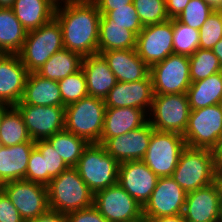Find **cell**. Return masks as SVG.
Instances as JSON below:
<instances>
[{"label": "cell", "mask_w": 222, "mask_h": 222, "mask_svg": "<svg viewBox=\"0 0 222 222\" xmlns=\"http://www.w3.org/2000/svg\"><path fill=\"white\" fill-rule=\"evenodd\" d=\"M2 191V184L0 183V192Z\"/></svg>", "instance_id": "57"}, {"label": "cell", "mask_w": 222, "mask_h": 222, "mask_svg": "<svg viewBox=\"0 0 222 222\" xmlns=\"http://www.w3.org/2000/svg\"><path fill=\"white\" fill-rule=\"evenodd\" d=\"M0 222H25L3 191L0 192Z\"/></svg>", "instance_id": "42"}, {"label": "cell", "mask_w": 222, "mask_h": 222, "mask_svg": "<svg viewBox=\"0 0 222 222\" xmlns=\"http://www.w3.org/2000/svg\"><path fill=\"white\" fill-rule=\"evenodd\" d=\"M190 0H165L166 13L169 19H176L187 6Z\"/></svg>", "instance_id": "45"}, {"label": "cell", "mask_w": 222, "mask_h": 222, "mask_svg": "<svg viewBox=\"0 0 222 222\" xmlns=\"http://www.w3.org/2000/svg\"><path fill=\"white\" fill-rule=\"evenodd\" d=\"M191 110L222 102V71L203 80L192 82L187 92Z\"/></svg>", "instance_id": "28"}, {"label": "cell", "mask_w": 222, "mask_h": 222, "mask_svg": "<svg viewBox=\"0 0 222 222\" xmlns=\"http://www.w3.org/2000/svg\"><path fill=\"white\" fill-rule=\"evenodd\" d=\"M35 147L45 158L46 172L52 179L69 168L47 140L35 141Z\"/></svg>", "instance_id": "39"}, {"label": "cell", "mask_w": 222, "mask_h": 222, "mask_svg": "<svg viewBox=\"0 0 222 222\" xmlns=\"http://www.w3.org/2000/svg\"><path fill=\"white\" fill-rule=\"evenodd\" d=\"M35 141L0 147V183L25 179L28 160Z\"/></svg>", "instance_id": "24"}, {"label": "cell", "mask_w": 222, "mask_h": 222, "mask_svg": "<svg viewBox=\"0 0 222 222\" xmlns=\"http://www.w3.org/2000/svg\"><path fill=\"white\" fill-rule=\"evenodd\" d=\"M21 101L35 106H63L58 81L29 73Z\"/></svg>", "instance_id": "26"}, {"label": "cell", "mask_w": 222, "mask_h": 222, "mask_svg": "<svg viewBox=\"0 0 222 222\" xmlns=\"http://www.w3.org/2000/svg\"><path fill=\"white\" fill-rule=\"evenodd\" d=\"M127 222H148V220L146 219L145 216L142 215L141 217H139V218H137L135 220L127 221Z\"/></svg>", "instance_id": "54"}, {"label": "cell", "mask_w": 222, "mask_h": 222, "mask_svg": "<svg viewBox=\"0 0 222 222\" xmlns=\"http://www.w3.org/2000/svg\"><path fill=\"white\" fill-rule=\"evenodd\" d=\"M21 113L11 106L3 115L0 125V142L2 146H14L30 141Z\"/></svg>", "instance_id": "32"}, {"label": "cell", "mask_w": 222, "mask_h": 222, "mask_svg": "<svg viewBox=\"0 0 222 222\" xmlns=\"http://www.w3.org/2000/svg\"><path fill=\"white\" fill-rule=\"evenodd\" d=\"M221 205L220 188L214 182L186 194L182 215L186 222H218Z\"/></svg>", "instance_id": "19"}, {"label": "cell", "mask_w": 222, "mask_h": 222, "mask_svg": "<svg viewBox=\"0 0 222 222\" xmlns=\"http://www.w3.org/2000/svg\"><path fill=\"white\" fill-rule=\"evenodd\" d=\"M159 177L142 161H125L119 165L118 184L143 208L149 201Z\"/></svg>", "instance_id": "16"}, {"label": "cell", "mask_w": 222, "mask_h": 222, "mask_svg": "<svg viewBox=\"0 0 222 222\" xmlns=\"http://www.w3.org/2000/svg\"><path fill=\"white\" fill-rule=\"evenodd\" d=\"M54 18L61 26L64 48L82 57L98 54L101 14L91 0H60Z\"/></svg>", "instance_id": "1"}, {"label": "cell", "mask_w": 222, "mask_h": 222, "mask_svg": "<svg viewBox=\"0 0 222 222\" xmlns=\"http://www.w3.org/2000/svg\"><path fill=\"white\" fill-rule=\"evenodd\" d=\"M99 10L100 14H107L109 11L116 10L120 7H127L133 3V0H91Z\"/></svg>", "instance_id": "44"}, {"label": "cell", "mask_w": 222, "mask_h": 222, "mask_svg": "<svg viewBox=\"0 0 222 222\" xmlns=\"http://www.w3.org/2000/svg\"><path fill=\"white\" fill-rule=\"evenodd\" d=\"M26 35L27 31L16 18L12 8L0 7V52L18 54Z\"/></svg>", "instance_id": "29"}, {"label": "cell", "mask_w": 222, "mask_h": 222, "mask_svg": "<svg viewBox=\"0 0 222 222\" xmlns=\"http://www.w3.org/2000/svg\"><path fill=\"white\" fill-rule=\"evenodd\" d=\"M2 191L17 208L24 221L37 218L49 209L48 188L25 179L2 184Z\"/></svg>", "instance_id": "11"}, {"label": "cell", "mask_w": 222, "mask_h": 222, "mask_svg": "<svg viewBox=\"0 0 222 222\" xmlns=\"http://www.w3.org/2000/svg\"><path fill=\"white\" fill-rule=\"evenodd\" d=\"M153 97L152 78L149 74L145 79L134 82L117 81L104 98V103L106 108L135 107L149 114Z\"/></svg>", "instance_id": "18"}, {"label": "cell", "mask_w": 222, "mask_h": 222, "mask_svg": "<svg viewBox=\"0 0 222 222\" xmlns=\"http://www.w3.org/2000/svg\"><path fill=\"white\" fill-rule=\"evenodd\" d=\"M136 51L149 67L173 54L172 19L143 26L137 35Z\"/></svg>", "instance_id": "14"}, {"label": "cell", "mask_w": 222, "mask_h": 222, "mask_svg": "<svg viewBox=\"0 0 222 222\" xmlns=\"http://www.w3.org/2000/svg\"><path fill=\"white\" fill-rule=\"evenodd\" d=\"M218 222H222V205H221V209L219 212Z\"/></svg>", "instance_id": "55"}, {"label": "cell", "mask_w": 222, "mask_h": 222, "mask_svg": "<svg viewBox=\"0 0 222 222\" xmlns=\"http://www.w3.org/2000/svg\"><path fill=\"white\" fill-rule=\"evenodd\" d=\"M93 206L108 222H127L143 215V208L118 183L94 193Z\"/></svg>", "instance_id": "13"}, {"label": "cell", "mask_w": 222, "mask_h": 222, "mask_svg": "<svg viewBox=\"0 0 222 222\" xmlns=\"http://www.w3.org/2000/svg\"><path fill=\"white\" fill-rule=\"evenodd\" d=\"M217 11L220 13L221 18H222V8H221V9H219V10H217Z\"/></svg>", "instance_id": "56"}, {"label": "cell", "mask_w": 222, "mask_h": 222, "mask_svg": "<svg viewBox=\"0 0 222 222\" xmlns=\"http://www.w3.org/2000/svg\"><path fill=\"white\" fill-rule=\"evenodd\" d=\"M10 105L0 103V125L3 118L4 113L10 108Z\"/></svg>", "instance_id": "52"}, {"label": "cell", "mask_w": 222, "mask_h": 222, "mask_svg": "<svg viewBox=\"0 0 222 222\" xmlns=\"http://www.w3.org/2000/svg\"><path fill=\"white\" fill-rule=\"evenodd\" d=\"M82 59L80 54L63 48L54 53L36 73L44 78L59 81L80 70Z\"/></svg>", "instance_id": "30"}, {"label": "cell", "mask_w": 222, "mask_h": 222, "mask_svg": "<svg viewBox=\"0 0 222 222\" xmlns=\"http://www.w3.org/2000/svg\"><path fill=\"white\" fill-rule=\"evenodd\" d=\"M215 167L217 170L222 169V136L217 145L212 149Z\"/></svg>", "instance_id": "47"}, {"label": "cell", "mask_w": 222, "mask_h": 222, "mask_svg": "<svg viewBox=\"0 0 222 222\" xmlns=\"http://www.w3.org/2000/svg\"><path fill=\"white\" fill-rule=\"evenodd\" d=\"M49 209L68 214L93 206L94 193L75 167H69L47 185Z\"/></svg>", "instance_id": "2"}, {"label": "cell", "mask_w": 222, "mask_h": 222, "mask_svg": "<svg viewBox=\"0 0 222 222\" xmlns=\"http://www.w3.org/2000/svg\"><path fill=\"white\" fill-rule=\"evenodd\" d=\"M25 222H67V214L48 209L37 218Z\"/></svg>", "instance_id": "46"}, {"label": "cell", "mask_w": 222, "mask_h": 222, "mask_svg": "<svg viewBox=\"0 0 222 222\" xmlns=\"http://www.w3.org/2000/svg\"><path fill=\"white\" fill-rule=\"evenodd\" d=\"M99 54L107 61L117 81L134 82L150 74V67L138 56L136 49L109 50Z\"/></svg>", "instance_id": "21"}, {"label": "cell", "mask_w": 222, "mask_h": 222, "mask_svg": "<svg viewBox=\"0 0 222 222\" xmlns=\"http://www.w3.org/2000/svg\"><path fill=\"white\" fill-rule=\"evenodd\" d=\"M138 18L143 26L169 20L165 0H133Z\"/></svg>", "instance_id": "36"}, {"label": "cell", "mask_w": 222, "mask_h": 222, "mask_svg": "<svg viewBox=\"0 0 222 222\" xmlns=\"http://www.w3.org/2000/svg\"><path fill=\"white\" fill-rule=\"evenodd\" d=\"M148 222H186L182 214L175 216H161L157 218H146Z\"/></svg>", "instance_id": "48"}, {"label": "cell", "mask_w": 222, "mask_h": 222, "mask_svg": "<svg viewBox=\"0 0 222 222\" xmlns=\"http://www.w3.org/2000/svg\"><path fill=\"white\" fill-rule=\"evenodd\" d=\"M213 10L222 8V0H204Z\"/></svg>", "instance_id": "50"}, {"label": "cell", "mask_w": 222, "mask_h": 222, "mask_svg": "<svg viewBox=\"0 0 222 222\" xmlns=\"http://www.w3.org/2000/svg\"><path fill=\"white\" fill-rule=\"evenodd\" d=\"M154 130L147 121L139 128L113 138H108L102 146L119 163L143 160Z\"/></svg>", "instance_id": "17"}, {"label": "cell", "mask_w": 222, "mask_h": 222, "mask_svg": "<svg viewBox=\"0 0 222 222\" xmlns=\"http://www.w3.org/2000/svg\"><path fill=\"white\" fill-rule=\"evenodd\" d=\"M57 0H15L11 7L16 18L29 32L54 18Z\"/></svg>", "instance_id": "25"}, {"label": "cell", "mask_w": 222, "mask_h": 222, "mask_svg": "<svg viewBox=\"0 0 222 222\" xmlns=\"http://www.w3.org/2000/svg\"><path fill=\"white\" fill-rule=\"evenodd\" d=\"M119 165L101 144L90 143L75 168L89 189L96 193L118 183Z\"/></svg>", "instance_id": "6"}, {"label": "cell", "mask_w": 222, "mask_h": 222, "mask_svg": "<svg viewBox=\"0 0 222 222\" xmlns=\"http://www.w3.org/2000/svg\"><path fill=\"white\" fill-rule=\"evenodd\" d=\"M106 15L117 25L132 31L136 36L143 29L133 3L128 4L127 7H120L109 11Z\"/></svg>", "instance_id": "40"}, {"label": "cell", "mask_w": 222, "mask_h": 222, "mask_svg": "<svg viewBox=\"0 0 222 222\" xmlns=\"http://www.w3.org/2000/svg\"><path fill=\"white\" fill-rule=\"evenodd\" d=\"M15 0H0V7L11 8Z\"/></svg>", "instance_id": "53"}, {"label": "cell", "mask_w": 222, "mask_h": 222, "mask_svg": "<svg viewBox=\"0 0 222 222\" xmlns=\"http://www.w3.org/2000/svg\"><path fill=\"white\" fill-rule=\"evenodd\" d=\"M216 171L211 149L186 146L171 177L189 193L216 182Z\"/></svg>", "instance_id": "3"}, {"label": "cell", "mask_w": 222, "mask_h": 222, "mask_svg": "<svg viewBox=\"0 0 222 222\" xmlns=\"http://www.w3.org/2000/svg\"><path fill=\"white\" fill-rule=\"evenodd\" d=\"M222 136V107L220 104L191 110L183 134L186 146L213 149Z\"/></svg>", "instance_id": "9"}, {"label": "cell", "mask_w": 222, "mask_h": 222, "mask_svg": "<svg viewBox=\"0 0 222 222\" xmlns=\"http://www.w3.org/2000/svg\"><path fill=\"white\" fill-rule=\"evenodd\" d=\"M216 182L219 185L222 198V169L216 171Z\"/></svg>", "instance_id": "51"}, {"label": "cell", "mask_w": 222, "mask_h": 222, "mask_svg": "<svg viewBox=\"0 0 222 222\" xmlns=\"http://www.w3.org/2000/svg\"><path fill=\"white\" fill-rule=\"evenodd\" d=\"M81 68L86 77L88 95L104 99L117 79L101 54L83 57Z\"/></svg>", "instance_id": "23"}, {"label": "cell", "mask_w": 222, "mask_h": 222, "mask_svg": "<svg viewBox=\"0 0 222 222\" xmlns=\"http://www.w3.org/2000/svg\"><path fill=\"white\" fill-rule=\"evenodd\" d=\"M173 54L191 56L199 49V30L172 19Z\"/></svg>", "instance_id": "34"}, {"label": "cell", "mask_w": 222, "mask_h": 222, "mask_svg": "<svg viewBox=\"0 0 222 222\" xmlns=\"http://www.w3.org/2000/svg\"><path fill=\"white\" fill-rule=\"evenodd\" d=\"M137 36L130 30L117 25L106 14L99 22L98 53L109 50L136 49Z\"/></svg>", "instance_id": "27"}, {"label": "cell", "mask_w": 222, "mask_h": 222, "mask_svg": "<svg viewBox=\"0 0 222 222\" xmlns=\"http://www.w3.org/2000/svg\"><path fill=\"white\" fill-rule=\"evenodd\" d=\"M186 194L171 176L159 177L149 201L143 207V216L157 218L182 214Z\"/></svg>", "instance_id": "15"}, {"label": "cell", "mask_w": 222, "mask_h": 222, "mask_svg": "<svg viewBox=\"0 0 222 222\" xmlns=\"http://www.w3.org/2000/svg\"><path fill=\"white\" fill-rule=\"evenodd\" d=\"M105 109L104 99L90 95L65 106V130L89 143H99Z\"/></svg>", "instance_id": "4"}, {"label": "cell", "mask_w": 222, "mask_h": 222, "mask_svg": "<svg viewBox=\"0 0 222 222\" xmlns=\"http://www.w3.org/2000/svg\"><path fill=\"white\" fill-rule=\"evenodd\" d=\"M46 140L52 145L68 167H76L84 150L90 144L84 138L76 136L65 129L55 133Z\"/></svg>", "instance_id": "31"}, {"label": "cell", "mask_w": 222, "mask_h": 222, "mask_svg": "<svg viewBox=\"0 0 222 222\" xmlns=\"http://www.w3.org/2000/svg\"><path fill=\"white\" fill-rule=\"evenodd\" d=\"M185 147L183 135L154 130L142 161L158 177H168L174 172Z\"/></svg>", "instance_id": "8"}, {"label": "cell", "mask_w": 222, "mask_h": 222, "mask_svg": "<svg viewBox=\"0 0 222 222\" xmlns=\"http://www.w3.org/2000/svg\"><path fill=\"white\" fill-rule=\"evenodd\" d=\"M154 94L186 93L192 81L186 55L171 54L150 67Z\"/></svg>", "instance_id": "10"}, {"label": "cell", "mask_w": 222, "mask_h": 222, "mask_svg": "<svg viewBox=\"0 0 222 222\" xmlns=\"http://www.w3.org/2000/svg\"><path fill=\"white\" fill-rule=\"evenodd\" d=\"M29 72L18 54L0 55V103L16 106L22 99Z\"/></svg>", "instance_id": "20"}, {"label": "cell", "mask_w": 222, "mask_h": 222, "mask_svg": "<svg viewBox=\"0 0 222 222\" xmlns=\"http://www.w3.org/2000/svg\"><path fill=\"white\" fill-rule=\"evenodd\" d=\"M213 11L204 0H190L177 19L191 28L200 30Z\"/></svg>", "instance_id": "37"}, {"label": "cell", "mask_w": 222, "mask_h": 222, "mask_svg": "<svg viewBox=\"0 0 222 222\" xmlns=\"http://www.w3.org/2000/svg\"><path fill=\"white\" fill-rule=\"evenodd\" d=\"M58 85L64 107L88 96L86 77L82 68L59 80Z\"/></svg>", "instance_id": "35"}, {"label": "cell", "mask_w": 222, "mask_h": 222, "mask_svg": "<svg viewBox=\"0 0 222 222\" xmlns=\"http://www.w3.org/2000/svg\"><path fill=\"white\" fill-rule=\"evenodd\" d=\"M14 107L21 113L33 141L46 140L65 129L64 106H35L20 101Z\"/></svg>", "instance_id": "12"}, {"label": "cell", "mask_w": 222, "mask_h": 222, "mask_svg": "<svg viewBox=\"0 0 222 222\" xmlns=\"http://www.w3.org/2000/svg\"><path fill=\"white\" fill-rule=\"evenodd\" d=\"M148 121V114L139 108H106L104 127L98 144H103L108 138L125 134L143 126Z\"/></svg>", "instance_id": "22"}, {"label": "cell", "mask_w": 222, "mask_h": 222, "mask_svg": "<svg viewBox=\"0 0 222 222\" xmlns=\"http://www.w3.org/2000/svg\"><path fill=\"white\" fill-rule=\"evenodd\" d=\"M62 29L53 18L36 30L27 32L23 47L18 53L29 73L37 72L57 51L63 49Z\"/></svg>", "instance_id": "5"}, {"label": "cell", "mask_w": 222, "mask_h": 222, "mask_svg": "<svg viewBox=\"0 0 222 222\" xmlns=\"http://www.w3.org/2000/svg\"><path fill=\"white\" fill-rule=\"evenodd\" d=\"M222 65V39L211 49Z\"/></svg>", "instance_id": "49"}, {"label": "cell", "mask_w": 222, "mask_h": 222, "mask_svg": "<svg viewBox=\"0 0 222 222\" xmlns=\"http://www.w3.org/2000/svg\"><path fill=\"white\" fill-rule=\"evenodd\" d=\"M199 48L211 50L222 39V18L214 10L199 30Z\"/></svg>", "instance_id": "38"}, {"label": "cell", "mask_w": 222, "mask_h": 222, "mask_svg": "<svg viewBox=\"0 0 222 222\" xmlns=\"http://www.w3.org/2000/svg\"><path fill=\"white\" fill-rule=\"evenodd\" d=\"M188 58L192 82L203 80L222 71V65L212 50L199 48Z\"/></svg>", "instance_id": "33"}, {"label": "cell", "mask_w": 222, "mask_h": 222, "mask_svg": "<svg viewBox=\"0 0 222 222\" xmlns=\"http://www.w3.org/2000/svg\"><path fill=\"white\" fill-rule=\"evenodd\" d=\"M51 177L46 172L45 158L40 151L34 147L28 160L25 180L48 185Z\"/></svg>", "instance_id": "41"}, {"label": "cell", "mask_w": 222, "mask_h": 222, "mask_svg": "<svg viewBox=\"0 0 222 222\" xmlns=\"http://www.w3.org/2000/svg\"><path fill=\"white\" fill-rule=\"evenodd\" d=\"M190 111L186 93L154 94L148 122L157 131L183 135Z\"/></svg>", "instance_id": "7"}, {"label": "cell", "mask_w": 222, "mask_h": 222, "mask_svg": "<svg viewBox=\"0 0 222 222\" xmlns=\"http://www.w3.org/2000/svg\"><path fill=\"white\" fill-rule=\"evenodd\" d=\"M67 222H108L100 212L91 206L87 209L72 211L67 214Z\"/></svg>", "instance_id": "43"}]
</instances>
